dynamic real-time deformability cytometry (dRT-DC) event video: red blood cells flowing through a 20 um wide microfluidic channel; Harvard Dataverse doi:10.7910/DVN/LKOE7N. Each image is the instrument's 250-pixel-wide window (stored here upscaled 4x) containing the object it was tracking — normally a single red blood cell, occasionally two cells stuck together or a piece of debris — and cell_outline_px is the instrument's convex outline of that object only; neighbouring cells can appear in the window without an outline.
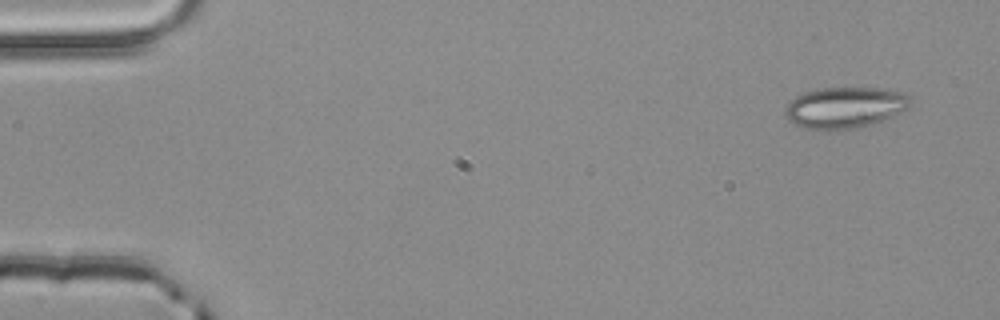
{"species": "common noctule bat (a hibernating species)", "species_latin": "Nyctalus noctula", "temperature_condition": "room temperature", "stored_images_in_passage": 4, "camera_frame_rate_fps": 3000, "um_per_image_px": 0.085, "animal": {"sex": "male", "body_mass_g": 20.4}, "frame": {"image": 1, "passage_image": 1, "time_ms": 0.0, "image_size_px": [1000, 320], "cell_outline_px": [[912, 100], [908, 108], [892, 116], [860, 128], [836, 132], [820, 132], [800, 128], [792, 124], [784, 116], [784, 108], [788, 100], [804, 92], [820, 88], [888, 88], [904, 92]], "centroid_in_image_um": [71.74, 9.18], "position_along_channel_um": 13.3, "area_um2": 31.27}}